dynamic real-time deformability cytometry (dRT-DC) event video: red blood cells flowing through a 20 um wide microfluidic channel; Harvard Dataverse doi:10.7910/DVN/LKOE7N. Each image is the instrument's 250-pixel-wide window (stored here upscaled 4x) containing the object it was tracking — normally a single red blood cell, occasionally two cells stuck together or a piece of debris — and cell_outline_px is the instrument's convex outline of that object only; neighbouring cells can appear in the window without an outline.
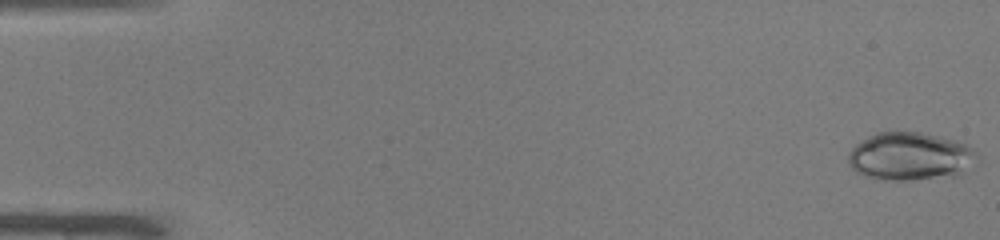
{"species": "common noctule bat (a hibernating species)", "species_latin": "Nyctalus noctula", "temperature_condition": "warm", "stored_images_in_passage": 50, "camera_frame_rate_fps": 3000, "um_per_image_px": 0.085, "animal": {"sex": "male", "body_mass_g": 19.0, "forearm_length_mm": 50.8}, "frame": {"image": 1, "passage_image": 1, "time_ms": 0.0, "image_size_px": [1000, 240], "cell_outline_px": [[980, 156], [956, 176], [912, 180], [880, 180], [864, 176], [856, 172], [848, 164], [848, 152], [856, 144], [876, 132], [920, 132], [936, 136], [964, 144], [972, 148]], "centroid_in_image_um": [77.3, 13.31], "position_along_channel_um": 7.7, "area_um2": 35.84}}
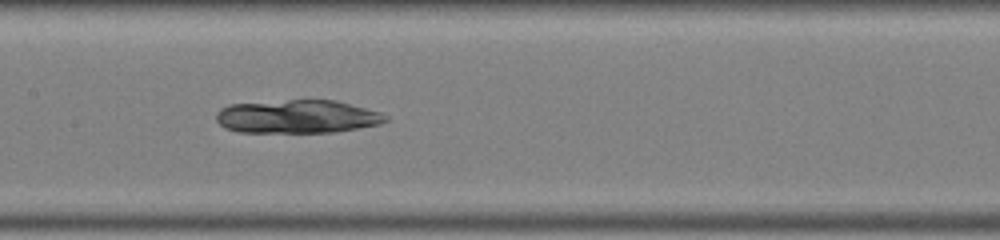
{"frame": {"image": 2, "passage_image": 25, "time_ms": 8.0, "image_size_px": [1000, 240], "cell_outline_px": [[388, 120], [380, 124], [336, 132], [240, 132], [224, 128], [216, 120], [216, 112], [220, 108], [228, 104], [288, 100], [336, 100], [380, 112], [388, 116]], "centroid_in_image_um": [25.25, 9.91], "position_along_channel_um": 182.1, "area_um2": 33.0}}
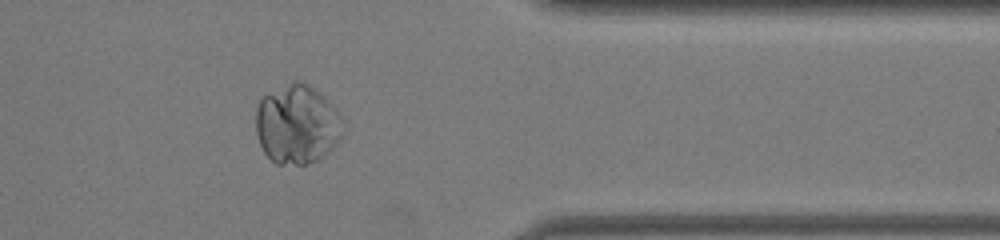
{"frame": {"image": 3, "passage_image": 41, "time_ms": 13.333, "image_size_px": [1000, 240], "cell_outline_px": [[344, 136], [332, 148], [316, 160], [308, 164], [276, 164], [264, 152], [260, 144], [256, 132], [256, 108], [260, 100], [264, 96], [292, 80], [296, 80], [308, 84], [324, 96], [332, 104], [344, 120]], "centroid_in_image_um": [25.27, 10.56], "position_along_channel_um": 386.1, "area_um2": 40.4}}